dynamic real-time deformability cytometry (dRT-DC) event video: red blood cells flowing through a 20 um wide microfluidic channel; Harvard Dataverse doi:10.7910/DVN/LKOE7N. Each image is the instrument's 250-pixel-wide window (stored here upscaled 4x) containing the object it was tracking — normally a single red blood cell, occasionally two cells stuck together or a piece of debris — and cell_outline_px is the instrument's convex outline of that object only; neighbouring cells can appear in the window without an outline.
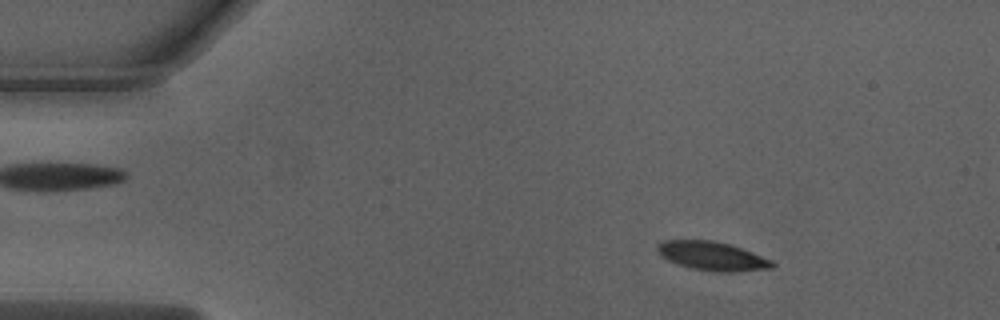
{"species": "Egyptian fruit bat (a non-hibernating species)", "species_latin": "Rousettus aegyptiacus", "temperature_condition": "warm", "stored_images_in_passage": 16, "camera_frame_rate_fps": 3000, "um_per_image_px": 0.085, "animal": {"sex": "male"}, "frame": {"image": 1, "passage_image": 7, "time_ms": 2.0, "image_size_px": [1000, 320], "cell_outline_px": [[776, 264], [772, 268], [732, 272], [724, 272], [692, 268], [668, 260], [660, 256], [656, 248], [656, 244], [664, 240], [712, 240], [728, 244], [752, 252], [772, 260]], "centroid_in_image_um": [60.52, 21.75], "position_along_channel_um": 24.5, "area_um2": 19.07}}